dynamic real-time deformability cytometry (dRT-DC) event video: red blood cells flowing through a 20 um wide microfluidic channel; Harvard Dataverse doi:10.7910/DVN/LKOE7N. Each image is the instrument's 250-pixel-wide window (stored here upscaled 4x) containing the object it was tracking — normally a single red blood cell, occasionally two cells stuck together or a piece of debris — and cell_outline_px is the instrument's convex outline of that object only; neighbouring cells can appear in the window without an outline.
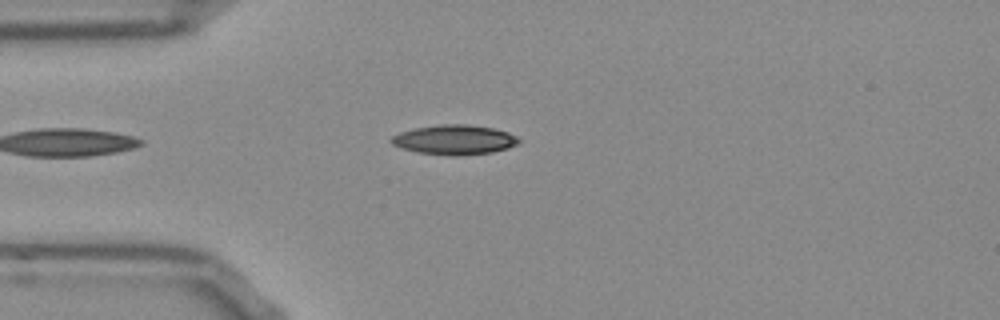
{"species": "Egyptian fruit bat (a non-hibernating species)", "species_latin": "Rousettus aegyptiacus", "temperature_condition": "room temperature", "stored_images_in_passage": 25, "camera_frame_rate_fps": 3000, "um_per_image_px": 0.085, "frame": {"image": 1, "passage_image": 1, "time_ms": 0.0, "image_size_px": [1000, 320], "cell_outline_px": [[520, 144], [508, 148], [492, 152], [456, 156], [452, 156], [420, 152], [404, 148], [392, 144], [388, 140], [392, 136], [400, 132], [416, 128], [440, 124], [464, 124], [492, 128], [508, 132], [516, 136], [520, 140]], "centroid_in_image_um": [38.65, 11.88], "position_along_channel_um": 46.3, "area_um2": 21.91}}
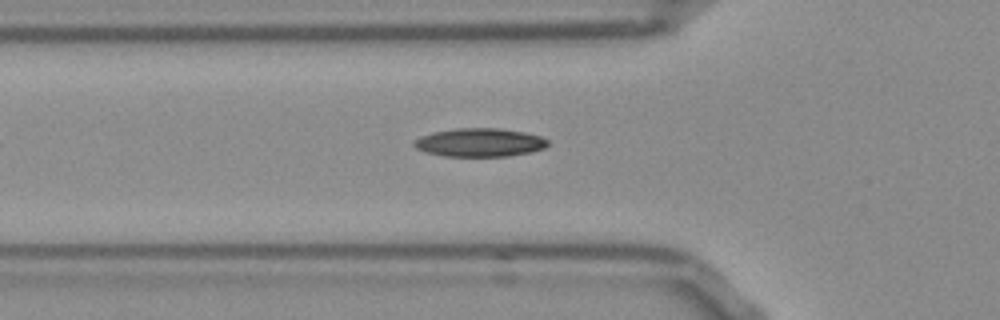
{"frame": {"image": 2, "passage_image": 5, "time_ms": 1.333, "image_size_px": [1000, 320], "cell_outline_px": [[548, 144], [544, 148], [528, 152], [508, 156], [444, 156], [424, 152], [416, 148], [412, 144], [420, 136], [432, 132], [456, 128], [500, 128], [524, 132], [540, 136], [548, 140]], "centroid_in_image_um": [40.74, 12.1], "position_along_channel_um": 85.1, "area_um2": 22.14}}
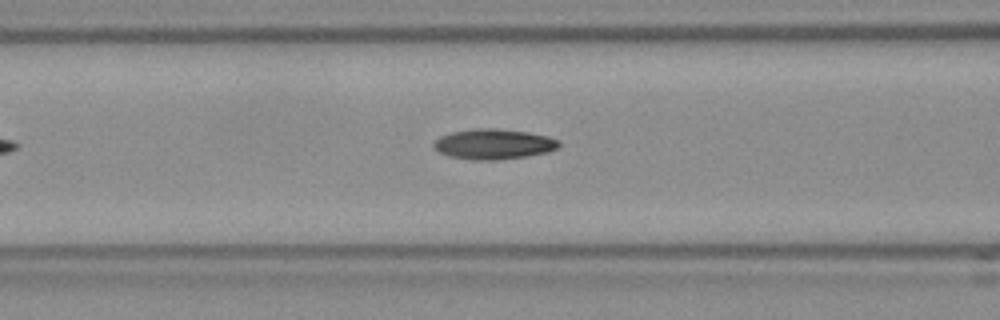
{"frame": {"image": 3, "passage_image": 8, "time_ms": 2.333, "image_size_px": [1000, 320], "cell_outline_px": [[560, 148], [548, 152], [524, 156], [496, 160], [472, 160], [448, 156], [432, 148], [432, 144], [440, 136], [452, 132], [476, 128], [496, 128], [528, 132], [548, 136], [560, 140]], "centroid_in_image_um": [41.96, 12.25], "position_along_channel_um": 124.6, "area_um2": 22.25}}